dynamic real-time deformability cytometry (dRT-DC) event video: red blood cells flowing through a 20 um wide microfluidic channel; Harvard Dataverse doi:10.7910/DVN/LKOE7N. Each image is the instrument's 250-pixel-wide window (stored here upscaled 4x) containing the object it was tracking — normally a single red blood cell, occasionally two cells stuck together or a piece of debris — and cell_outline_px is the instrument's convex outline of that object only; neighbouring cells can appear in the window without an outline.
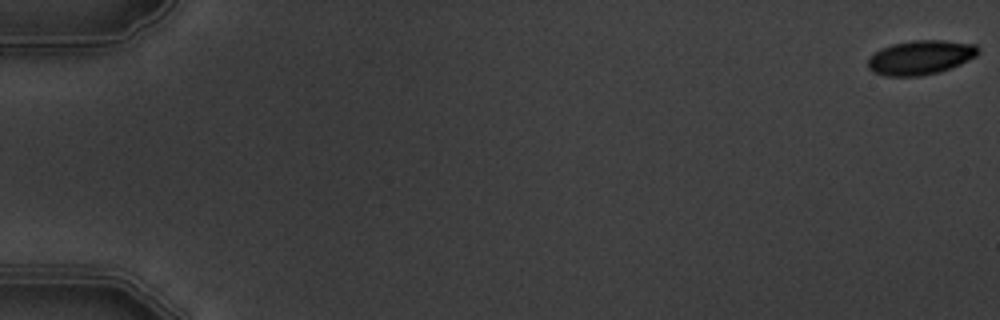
{"species": "common noctule bat (a hibernating species)", "species_latin": "Nyctalus noctula", "temperature_condition": "warm", "stored_images_in_passage": 6, "camera_frame_rate_fps": 3000, "um_per_image_px": 0.085, "animal": {"sex": "male", "body_mass_g": 19.5, "forearm_length_mm": 54.6}, "frame": {"image": 1, "passage_image": 1, "time_ms": 0.0, "image_size_px": [1000, 320], "cell_outline_px": [[980, 52], [976, 56], [960, 64], [940, 72], [920, 76], [884, 76], [872, 72], [868, 68], [868, 60], [880, 48], [892, 44], [912, 40], [944, 40], [976, 44], [980, 48]], "centroid_in_image_um": [78.26, 4.88], "position_along_channel_um": 6.7, "area_um2": 22.2}}
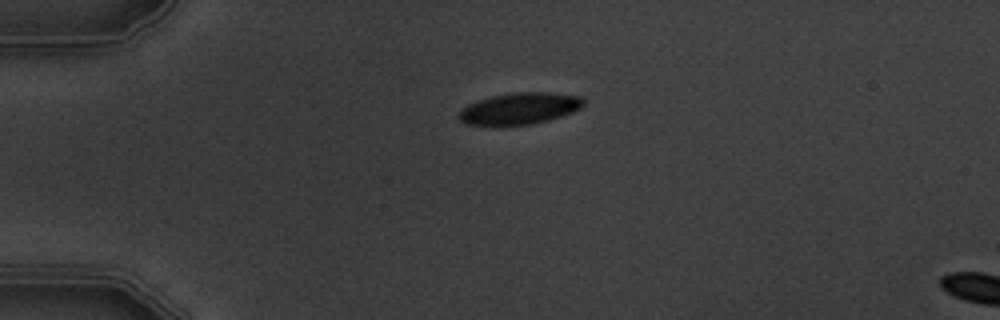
{"frame": {"image": 2, "passage_image": 5, "time_ms": 4.667, "image_size_px": [1000, 320], "cell_outline_px": [[584, 104], [580, 108], [572, 112], [548, 120], [532, 124], [464, 124], [456, 116], [460, 108], [468, 104], [492, 96], [512, 92], [544, 92], [580, 96], [584, 100]], "centroid_in_image_um": [44.14, 9.21], "position_along_channel_um": 40.9, "area_um2": 22.66}}